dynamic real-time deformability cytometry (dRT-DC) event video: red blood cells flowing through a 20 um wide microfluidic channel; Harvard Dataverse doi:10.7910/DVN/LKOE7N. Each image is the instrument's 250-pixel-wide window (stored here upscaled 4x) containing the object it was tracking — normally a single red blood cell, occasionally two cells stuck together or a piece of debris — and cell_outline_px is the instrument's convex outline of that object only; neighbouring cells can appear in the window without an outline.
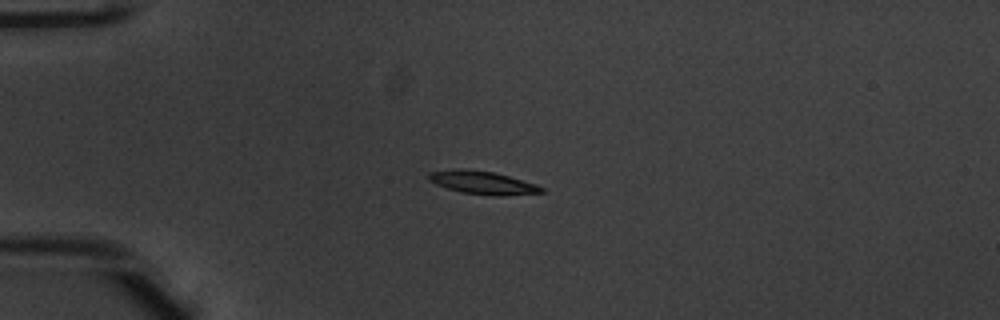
{"species": "common noctule bat (a hibernating species)", "species_latin": "Nyctalus noctula", "temperature_condition": "warm", "stored_images_in_passage": 39, "camera_frame_rate_fps": 3000, "um_per_image_px": 0.085, "animal": {"sex": "male", "body_mass_g": 20.1, "forearm_length_mm": 53.5}, "frame": {"image": 1, "passage_image": 1, "time_ms": 0.0, "image_size_px": [1000, 320], "cell_outline_px": [[544, 192], [504, 196], [492, 196], [460, 192], [436, 184], [428, 180], [428, 172], [456, 168], [460, 168], [492, 172], [508, 176], [536, 184], [544, 188]], "centroid_in_image_um": [41.0, 15.53], "position_along_channel_um": 44.0, "area_um2": 15.2}}
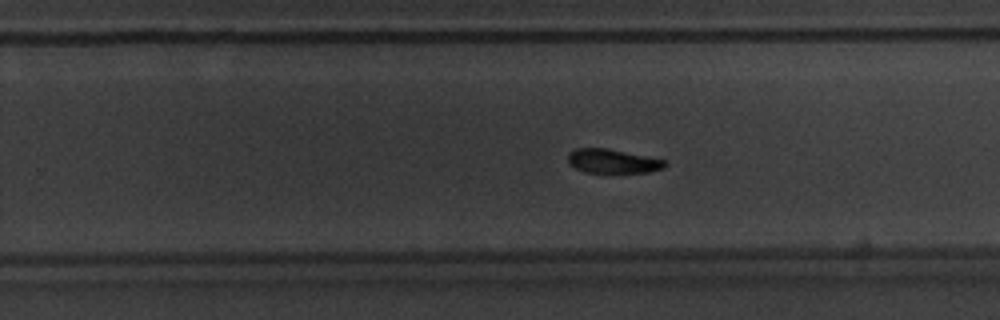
{"frame": {"image": 2, "passage_image": 21, "time_ms": 6.667, "image_size_px": [1000, 320], "cell_outline_px": [[668, 164], [664, 168], [648, 172], [584, 172], [568, 164], [568, 152], [576, 148], [608, 148], [664, 160]], "centroid_in_image_um": [52.04, 13.69], "position_along_channel_um": 277.8, "area_um2": 13.53}}
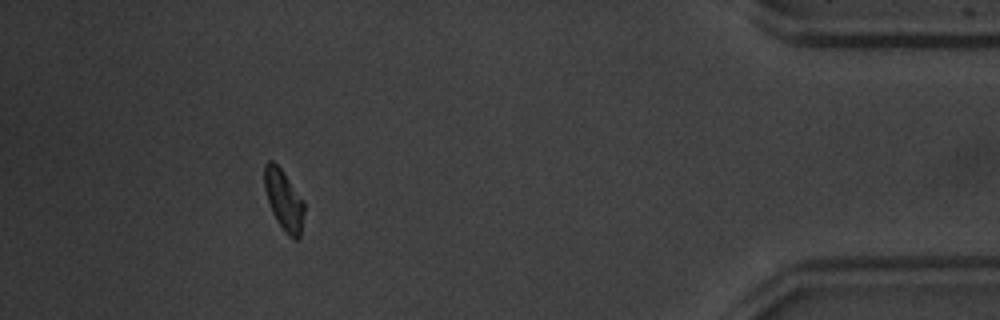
{"frame": {"image": 3, "passage_image": 35, "time_ms": 11.333, "image_size_px": [1000, 320], "cell_outline_px": [[304, 212], [300, 236], [296, 240], [292, 240], [284, 232], [276, 220], [272, 212], [264, 188], [264, 164], [268, 160], [272, 160], [280, 168], [304, 200]], "centroid_in_image_um": [24.12, 17.03], "position_along_channel_um": 411.1, "area_um2": 14.1}, "authors_computed_cell_mechanics": {"area_um2": 14.6812, "velocity_mm_per_s": 3.9282, "shape_relaxation_time_tau1_ms": 2.4623, "shape_relaxation_time_tau2_ms": null, "deformation_change_tau1": 0.1318, "deformation_change_tau2": null}}